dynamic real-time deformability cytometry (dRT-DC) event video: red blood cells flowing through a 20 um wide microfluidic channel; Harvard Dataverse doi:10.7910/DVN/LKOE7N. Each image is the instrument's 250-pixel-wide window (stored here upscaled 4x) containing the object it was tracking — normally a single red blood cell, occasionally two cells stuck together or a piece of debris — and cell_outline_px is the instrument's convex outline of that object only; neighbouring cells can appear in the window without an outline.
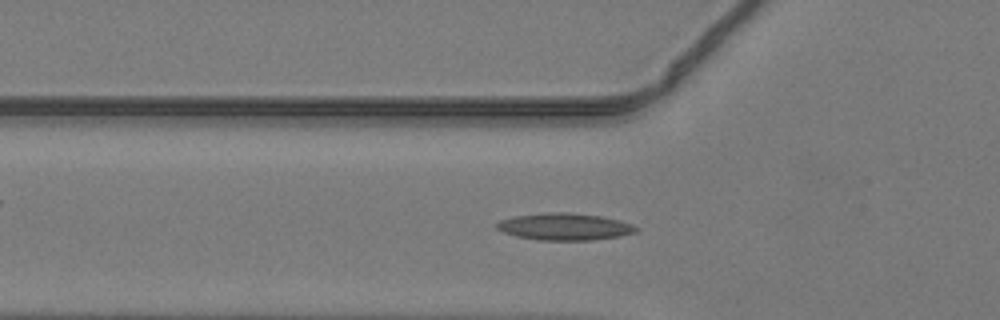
{"species": "common noctule bat (a hibernating species)", "species_latin": "Nyctalus noctula", "temperature_condition": "warm", "stored_images_in_passage": 47, "camera_frame_rate_fps": 3000, "um_per_image_px": 0.085, "animal": {"sex": "male", "body_mass_g": 19.2, "forearm_length_mm": 51.8}, "frame": {"image": 1, "passage_image": 16, "time_ms": 5.0, "image_size_px": [1000, 320], "cell_outline_px": [[640, 228], [636, 232], [620, 236], [592, 240], [536, 240], [516, 236], [504, 232], [496, 228], [496, 224], [500, 220], [516, 216], [552, 212], [564, 212], [600, 216], [620, 220], [632, 224]], "centroid_in_image_um": [48.02, 19.27], "position_along_channel_um": 77.8, "area_um2": 21.79}}
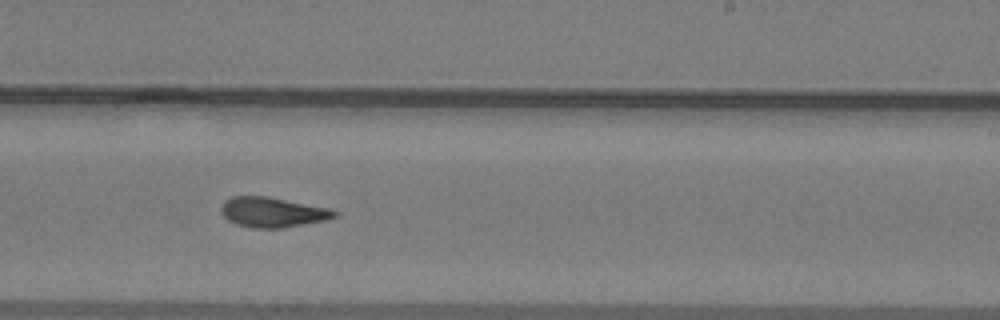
{"frame": {"image": 2, "passage_image": 29, "time_ms": 9.333, "image_size_px": [1000, 320], "cell_outline_px": [[336, 216], [324, 220], [280, 228], [252, 228], [236, 224], [228, 220], [224, 216], [220, 208], [224, 200], [232, 196], [264, 196], [328, 208], [336, 212]], "centroid_in_image_um": [23.09, 18.04], "position_along_channel_um": 265.9, "area_um2": 19.42}}
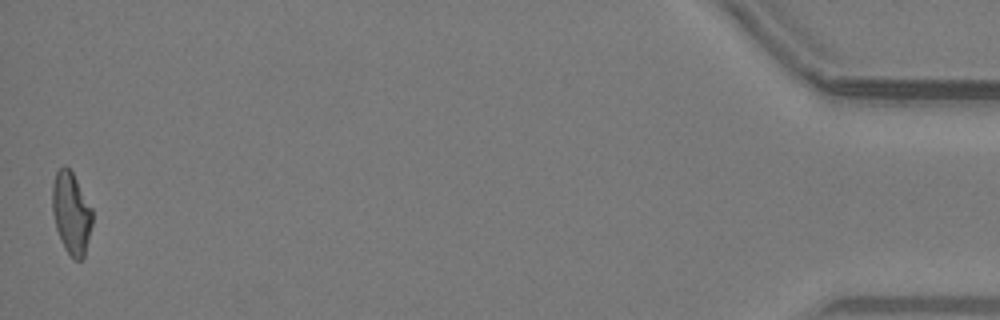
{"frame": {"image": 3, "passage_image": 47, "time_ms": 15.333, "image_size_px": [1000, 320], "cell_outline_px": [[92, 224], [84, 256], [80, 260], [72, 260], [64, 248], [56, 228], [52, 212], [52, 184], [56, 172], [64, 164], [72, 172], [92, 208]], "centroid_in_image_um": [6.05, 18.12], "position_along_channel_um": 429.2, "area_um2": 19.13}}